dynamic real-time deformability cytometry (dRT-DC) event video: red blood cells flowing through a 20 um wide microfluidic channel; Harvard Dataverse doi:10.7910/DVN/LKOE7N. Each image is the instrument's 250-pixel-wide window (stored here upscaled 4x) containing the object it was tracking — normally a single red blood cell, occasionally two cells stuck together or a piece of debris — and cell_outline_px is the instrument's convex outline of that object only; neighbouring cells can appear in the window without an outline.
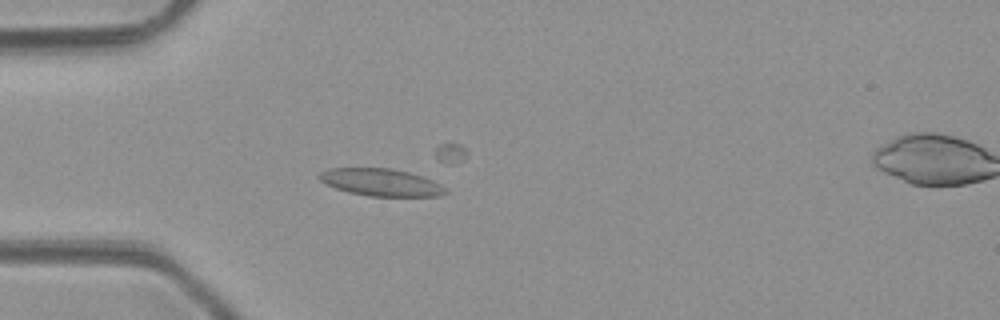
{"species": "common noctule bat (a hibernating species)", "species_latin": "Nyctalus noctula", "temperature_condition": "room temperature", "stored_images_in_passage": 5, "camera_frame_rate_fps": 3000, "um_per_image_px": 0.085, "animal": {"sex": "male", "body_mass_g": 23.1, "forearm_length_mm": 52.7}, "frame": {"image": 1, "passage_image": 4, "time_ms": 3.333, "image_size_px": [1000, 320], "cell_outline_px": [[448, 192], [440, 196], [368, 196], [348, 192], [336, 188], [320, 180], [316, 176], [320, 172], [328, 168], [392, 168], [408, 172], [432, 180], [440, 184]], "centroid_in_image_um": [32.36, 15.49], "position_along_channel_um": 52.6, "area_um2": 20.0}}